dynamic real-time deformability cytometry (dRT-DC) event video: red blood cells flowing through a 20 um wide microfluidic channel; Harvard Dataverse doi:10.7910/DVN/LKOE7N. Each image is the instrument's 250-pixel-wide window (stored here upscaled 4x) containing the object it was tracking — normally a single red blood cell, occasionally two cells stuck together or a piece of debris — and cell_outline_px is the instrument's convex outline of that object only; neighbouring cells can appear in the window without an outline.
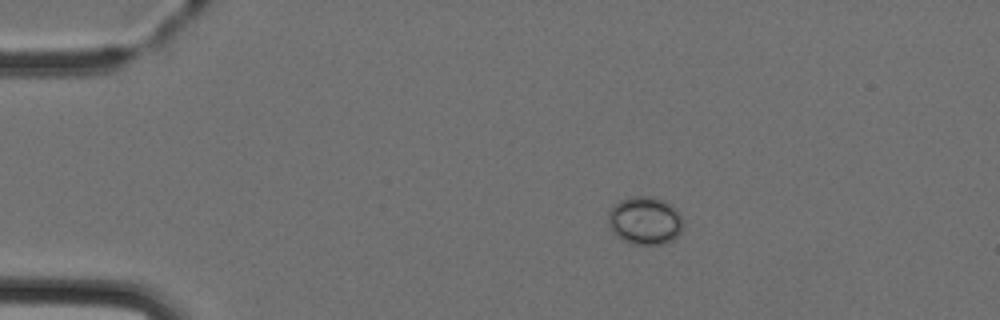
{"species": "Egyptian fruit bat (a non-hibernating species)", "species_latin": "Rousettus aegyptiacus", "temperature_condition": "cold", "stored_images_in_passage": 4, "segment_of_instrument_passage": [1, 2], "camera_frame_rate_fps": 3000, "um_per_image_px": 0.085, "animal": {"sex": "female"}, "frame": {"image": 1, "passage_image": 2, "time_ms": 1.0, "image_size_px": [1000, 320], "cell_outline_px": [[680, 232], [672, 240], [664, 244], [628, 244], [616, 236], [612, 232], [608, 224], [608, 212], [612, 204], [620, 200], [632, 196], [652, 196], [664, 200], [676, 208], [680, 212]], "centroid_in_image_um": [54.76, 18.74], "position_along_channel_um": 30.2, "area_um2": 21.15}}